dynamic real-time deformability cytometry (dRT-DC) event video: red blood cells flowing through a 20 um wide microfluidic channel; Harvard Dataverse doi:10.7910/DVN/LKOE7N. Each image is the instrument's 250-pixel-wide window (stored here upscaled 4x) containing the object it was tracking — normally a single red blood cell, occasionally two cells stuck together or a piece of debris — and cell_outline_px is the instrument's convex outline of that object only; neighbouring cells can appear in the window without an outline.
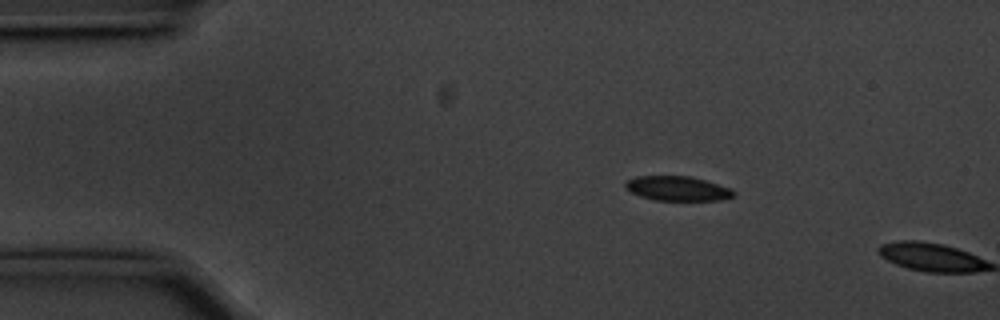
{"species": "common noctule bat (a hibernating species)", "species_latin": "Nyctalus noctula", "temperature_condition": "cold", "stored_images_in_passage": 10, "camera_frame_rate_fps": 3000, "um_per_image_px": 0.085, "animal": {"sex": "male", "body_mass_g": 20.1, "forearm_length_mm": 53.5}, "frame": {"image": 1, "passage_image": 9, "time_ms": 2.667, "image_size_px": [1000, 320], "cell_outline_px": [[736, 196], [724, 200], [656, 200], [640, 196], [624, 188], [624, 184], [628, 180], [636, 176], [688, 176], [704, 180], [732, 188], [736, 192]], "centroid_in_image_um": [57.63, 16.03], "position_along_channel_um": 27.4, "area_um2": 15.55}}